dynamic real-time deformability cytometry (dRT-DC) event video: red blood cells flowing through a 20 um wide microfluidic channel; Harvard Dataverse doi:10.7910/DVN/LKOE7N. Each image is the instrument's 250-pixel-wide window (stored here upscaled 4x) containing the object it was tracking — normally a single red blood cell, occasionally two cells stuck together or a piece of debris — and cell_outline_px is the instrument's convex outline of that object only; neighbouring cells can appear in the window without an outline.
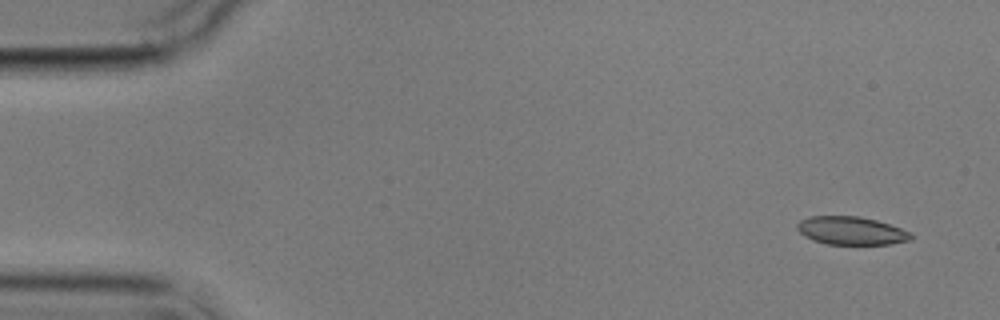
{"species": "common noctule bat (a hibernating species)", "species_latin": "Nyctalus noctula", "temperature_condition": "cold", "stored_images_in_passage": 5, "camera_frame_rate_fps": 3000, "um_per_image_px": 0.085, "animal": {"sex": "male", "body_mass_g": 17.9}, "frame": {"image": 1, "passage_image": 1, "time_ms": 0.0, "image_size_px": [1000, 320], "cell_outline_px": [[912, 240], [892, 244], [828, 244], [812, 240], [804, 236], [796, 228], [796, 224], [800, 220], [808, 216], [860, 216], [876, 220], [900, 228], [908, 232], [912, 236]], "centroid_in_image_um": [72.32, 19.61], "position_along_channel_um": 12.7, "area_um2": 18.67}}
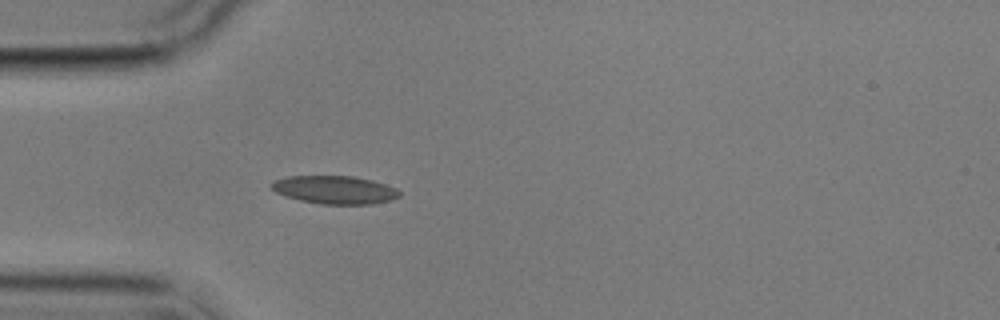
{"frame": {"image": 2, "passage_image": 5, "time_ms": 4.333, "image_size_px": [1000, 320], "cell_outline_px": [[400, 196], [392, 200], [372, 204], [320, 204], [300, 200], [284, 196], [276, 192], [268, 184], [272, 180], [288, 176], [352, 176], [372, 180], [396, 188], [400, 192]], "centroid_in_image_um": [28.42, 16.13], "position_along_channel_um": 56.6, "area_um2": 21.1}}